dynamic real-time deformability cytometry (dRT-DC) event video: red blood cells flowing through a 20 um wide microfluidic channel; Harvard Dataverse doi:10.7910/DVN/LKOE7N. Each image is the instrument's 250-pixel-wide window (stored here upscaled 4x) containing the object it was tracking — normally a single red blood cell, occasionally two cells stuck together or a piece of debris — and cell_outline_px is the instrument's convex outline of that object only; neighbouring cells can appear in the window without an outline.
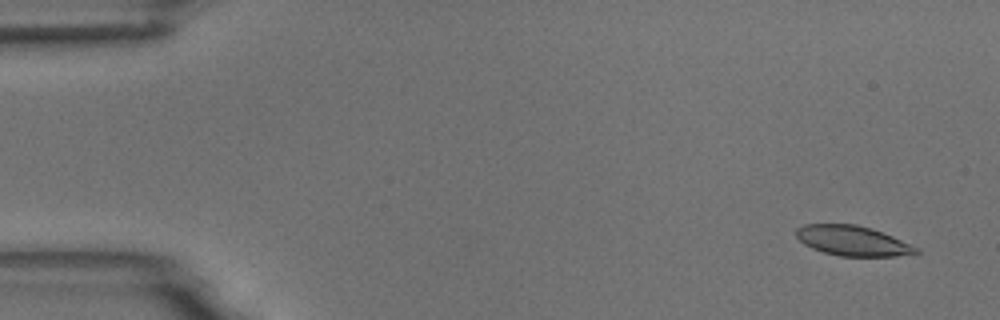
{"species": "common noctule bat (a hibernating species)", "species_latin": "Nyctalus noctula", "temperature_condition": "room temperature", "stored_images_in_passage": 7, "camera_frame_rate_fps": 3000, "um_per_image_px": 0.085, "animal": {"sex": "male", "body_mass_g": 18.8}, "frame": {"image": 1, "passage_image": 1, "time_ms": 0.0, "image_size_px": [1000, 320], "cell_outline_px": [[920, 252], [896, 256], [840, 256], [824, 252], [812, 248], [804, 244], [796, 236], [796, 228], [804, 224], [856, 224], [872, 228], [892, 236], [920, 248]], "centroid_in_image_um": [72.47, 20.46], "position_along_channel_um": 12.5, "area_um2": 20.92}}
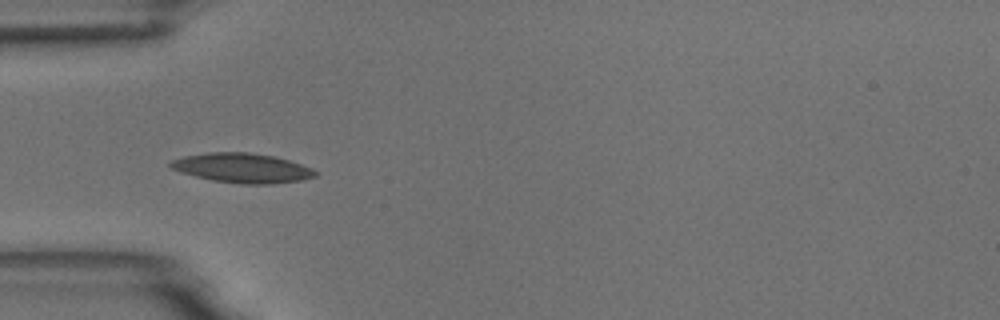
{"frame": {"image": 2, "passage_image": 5, "time_ms": 4.667, "image_size_px": [1000, 320], "cell_outline_px": [[316, 176], [304, 180], [272, 184], [240, 184], [212, 180], [180, 172], [172, 168], [168, 164], [172, 160], [184, 156], [208, 152], [248, 152], [272, 156], [288, 160], [312, 168], [316, 172]], "centroid_in_image_um": [20.59, 14.28], "position_along_channel_um": 64.4, "area_um2": 24.85}}